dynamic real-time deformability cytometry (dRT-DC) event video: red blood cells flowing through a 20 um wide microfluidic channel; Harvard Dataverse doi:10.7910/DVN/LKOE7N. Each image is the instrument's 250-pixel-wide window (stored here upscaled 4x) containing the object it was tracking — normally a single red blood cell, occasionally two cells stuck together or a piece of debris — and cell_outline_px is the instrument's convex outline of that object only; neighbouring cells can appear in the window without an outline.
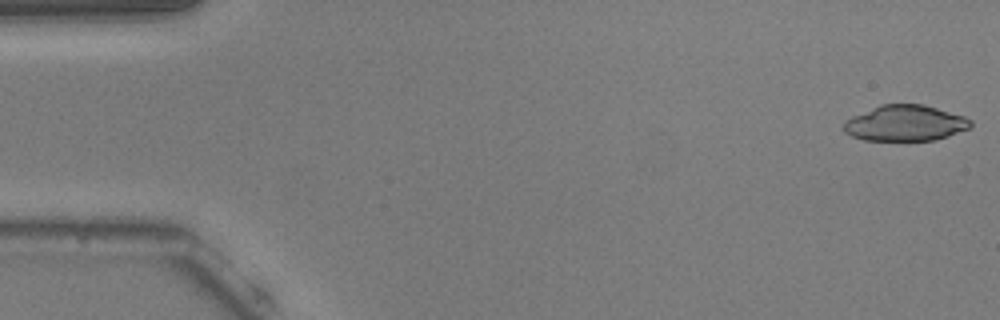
{"species": "common noctule bat (a hibernating species)", "species_latin": "Nyctalus noctula", "temperature_condition": "warm", "stored_images_in_passage": 13, "camera_frame_rate_fps": 3000, "um_per_image_px": 0.085, "animal": {"sex": "male", "body_mass_g": 20.5, "forearm_length_mm": 52.5}, "frame": {"image": 1, "passage_image": 1, "time_ms": 0.0, "image_size_px": [1000, 320], "cell_outline_px": [[972, 124], [968, 128], [948, 136], [936, 140], [864, 140], [852, 136], [844, 132], [844, 120], [852, 116], [880, 104], [924, 104], [964, 116], [972, 120]], "centroid_in_image_um": [76.93, 10.46], "position_along_channel_um": 8.1, "area_um2": 26.47}}
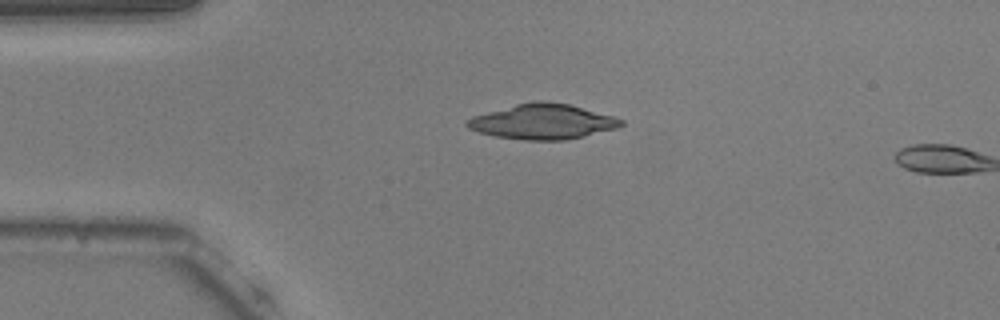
{"frame": {"image": 2, "passage_image": 12, "time_ms": 3.667, "image_size_px": [1000, 320], "cell_outline_px": [[624, 124], [616, 128], [584, 136], [564, 140], [524, 140], [496, 136], [480, 132], [468, 128], [464, 124], [464, 120], [472, 116], [516, 104], [536, 100], [544, 100], [568, 104], [612, 116], [624, 120]], "centroid_in_image_um": [46.09, 10.33], "position_along_channel_um": 38.9, "area_um2": 31.33}}